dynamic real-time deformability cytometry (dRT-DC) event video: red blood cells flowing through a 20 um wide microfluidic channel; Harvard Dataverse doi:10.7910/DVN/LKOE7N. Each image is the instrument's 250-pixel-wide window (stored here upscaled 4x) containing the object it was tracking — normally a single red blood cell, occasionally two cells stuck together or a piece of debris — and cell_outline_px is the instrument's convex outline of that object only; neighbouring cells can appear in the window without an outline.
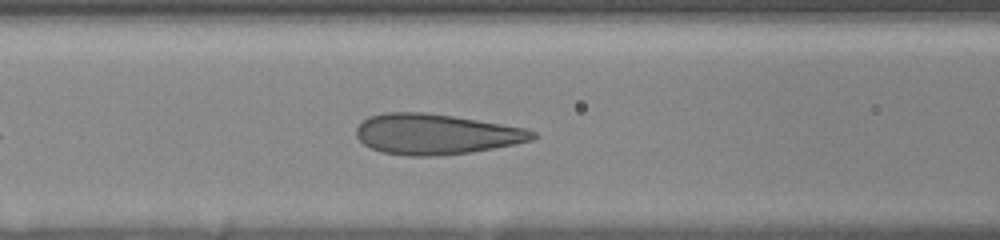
{"species": "human", "species_latin": "Homo sapiens", "temperature_condition": "room temperature", "stored_images_in_passage": 17, "camera_frame_rate_fps": 3000, "um_per_image_px": 0.085, "donor": {"sex": "female"}, "frame": {"image": 1, "passage_image": 7, "time_ms": 2.667, "image_size_px": [1000, 240], "cell_outline_px": [[540, 136], [532, 140], [516, 144], [472, 152], [436, 156], [404, 156], [380, 152], [364, 144], [356, 136], [356, 128], [368, 116], [384, 112], [420, 112], [452, 116], [524, 128], [536, 132]], "centroid_in_image_um": [37.04, 11.41], "position_along_channel_um": 129.6, "area_um2": 41.62}}
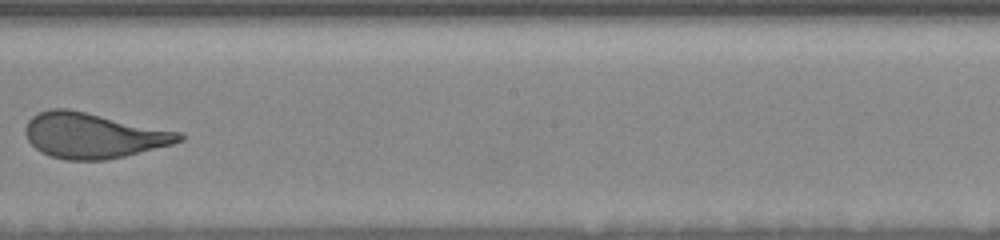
{"frame": {"image": 2, "passage_image": 13, "time_ms": 5.667, "image_size_px": [1000, 240], "cell_outline_px": [[184, 140], [172, 144], [124, 156], [104, 160], [64, 160], [40, 152], [28, 140], [24, 132], [24, 128], [28, 120], [32, 116], [40, 112], [52, 108], [68, 108], [180, 132], [184, 136]], "centroid_in_image_um": [7.89, 11.51], "position_along_channel_um": 240.3, "area_um2": 40.46}}
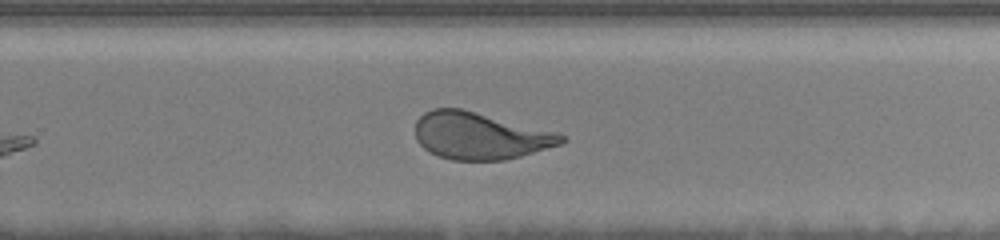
{"frame": {"image": 3, "passage_image": 16, "time_ms": 7.0, "image_size_px": [1000, 240], "cell_outline_px": [[568, 140], [560, 144], [520, 156], [504, 160], [452, 160], [440, 156], [424, 148], [416, 140], [416, 120], [424, 112], [432, 108], [464, 108], [556, 132], [568, 136]], "centroid_in_image_um": [40.8, 11.52], "position_along_channel_um": 289.0, "area_um2": 40.11}}